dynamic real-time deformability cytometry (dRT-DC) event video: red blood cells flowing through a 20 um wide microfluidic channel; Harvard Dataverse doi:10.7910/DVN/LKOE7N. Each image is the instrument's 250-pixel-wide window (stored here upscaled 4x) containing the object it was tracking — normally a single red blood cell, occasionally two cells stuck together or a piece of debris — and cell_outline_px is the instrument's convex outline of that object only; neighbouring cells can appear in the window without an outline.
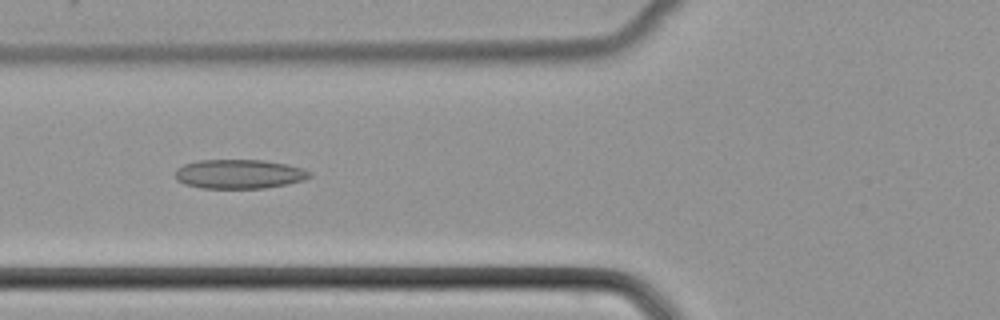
{"species": "common noctule bat (a hibernating species)", "species_latin": "Nyctalus noctula", "temperature_condition": "cold", "stored_images_in_passage": 40, "camera_frame_rate_fps": 3000, "um_per_image_px": 0.085, "animal": {"sex": "female", "body_mass_g": 22.7, "forearm_length_mm": 54.2}, "frame": {"image": 1, "passage_image": 11, "time_ms": 3.333, "image_size_px": [1000, 320], "cell_outline_px": [[312, 176], [304, 180], [288, 184], [264, 188], [200, 188], [184, 184], [176, 180], [176, 168], [184, 164], [196, 160], [264, 160], [288, 164], [304, 168], [312, 172]], "centroid_in_image_um": [20.35, 14.79], "position_along_channel_um": 105.4, "area_um2": 23.18}}
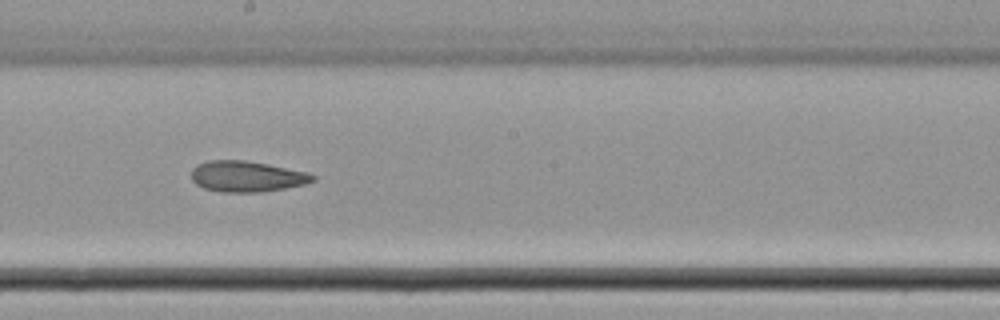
{"frame": {"image": 2, "passage_image": 20, "time_ms": 6.333, "image_size_px": [1000, 320], "cell_outline_px": [[316, 180], [304, 184], [284, 188], [260, 192], [220, 192], [204, 188], [196, 184], [192, 180], [192, 168], [196, 164], [208, 160], [244, 160], [268, 164], [308, 172], [316, 176]], "centroid_in_image_um": [20.96, 14.99], "position_along_channel_um": 227.2, "area_um2": 21.91}}
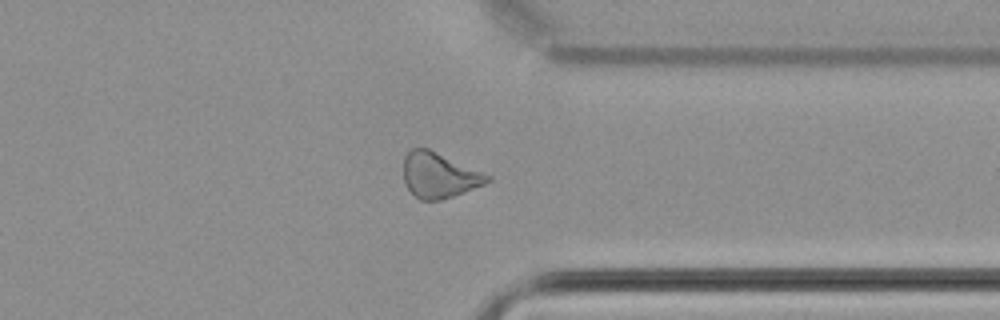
{"frame": {"image": 3, "passage_image": 31, "time_ms": 10.0, "image_size_px": [1000, 320], "cell_outline_px": [[492, 180], [484, 184], [464, 192], [440, 200], [420, 200], [408, 188], [404, 180], [404, 156], [412, 148], [428, 148], [492, 176]], "centroid_in_image_um": [37.33, 14.89], "position_along_channel_um": 374.1, "area_um2": 21.91}}